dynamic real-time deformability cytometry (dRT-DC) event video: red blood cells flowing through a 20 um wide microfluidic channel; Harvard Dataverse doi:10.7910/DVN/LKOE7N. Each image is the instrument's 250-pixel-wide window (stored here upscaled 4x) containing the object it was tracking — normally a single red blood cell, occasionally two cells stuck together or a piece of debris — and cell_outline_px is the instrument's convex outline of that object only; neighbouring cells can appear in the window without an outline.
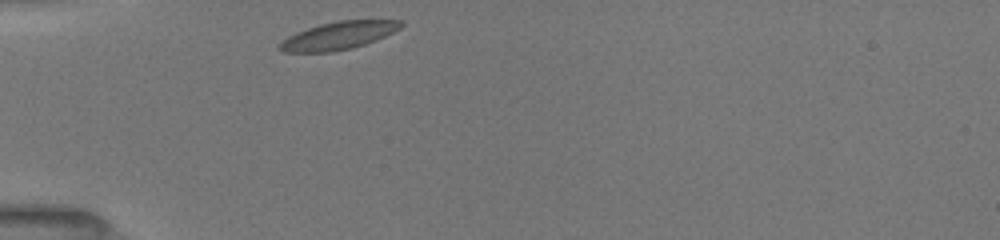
{"species": "common noctule bat (a hibernating species)", "species_latin": "Nyctalus noctula", "temperature_condition": "room temperature", "stored_images_in_passage": 30, "camera_frame_rate_fps": 3000, "um_per_image_px": 0.085, "animal": {"sex": "female", "body_mass_g": 19.5, "forearm_length_mm": 54.1}, "frame": {"image": 1, "passage_image": 1, "time_ms": 0.0, "image_size_px": [1000, 240], "cell_outline_px": [[404, 24], [400, 28], [376, 40], [352, 48], [332, 52], [284, 52], [276, 48], [288, 36], [296, 32], [320, 24], [336, 20], [404, 20]], "centroid_in_image_um": [28.77, 3.02], "position_along_channel_um": 56.2, "area_um2": 19.59}}
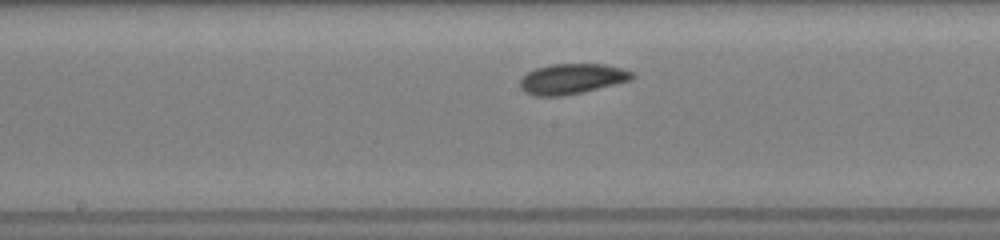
{"frame": {"image": 2, "passage_image": 13, "time_ms": 4.0, "image_size_px": [1000, 240], "cell_outline_px": [[636, 76], [632, 80], [584, 92], [560, 96], [532, 96], [524, 92], [520, 88], [520, 80], [528, 72], [536, 68], [552, 64], [604, 64], [620, 68], [632, 72]], "centroid_in_image_um": [48.61, 6.71], "position_along_channel_um": 199.6, "area_um2": 19.88}}
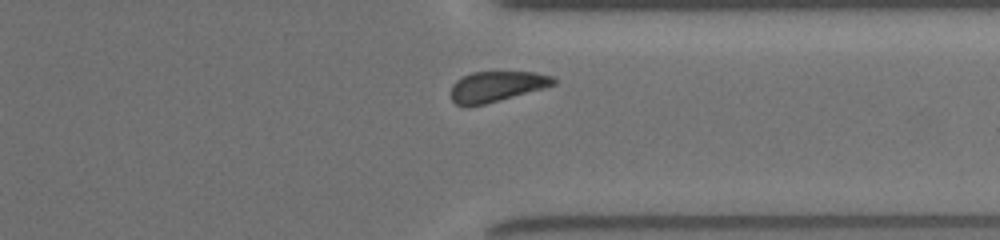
{"frame": {"image": 3, "passage_image": 26, "time_ms": 8.333, "image_size_px": [1000, 240], "cell_outline_px": [[556, 84], [500, 100], [484, 104], [464, 108], [456, 104], [452, 100], [452, 84], [456, 80], [472, 72], [536, 72], [552, 76], [556, 80]], "centroid_in_image_um": [42.18, 7.36], "position_along_channel_um": 369.2, "area_um2": 18.15}, "authors_computed_cell_mechanics": {"area_um2": 19.1896, "velocity_mm_per_s": 3.9076, "shape_relaxation_time_tau1_ms": 2.1586, "shape_relaxation_time_tau2_ms": null, "deformation_change_tau1": 0.0575, "deformation_change_tau2": null}}